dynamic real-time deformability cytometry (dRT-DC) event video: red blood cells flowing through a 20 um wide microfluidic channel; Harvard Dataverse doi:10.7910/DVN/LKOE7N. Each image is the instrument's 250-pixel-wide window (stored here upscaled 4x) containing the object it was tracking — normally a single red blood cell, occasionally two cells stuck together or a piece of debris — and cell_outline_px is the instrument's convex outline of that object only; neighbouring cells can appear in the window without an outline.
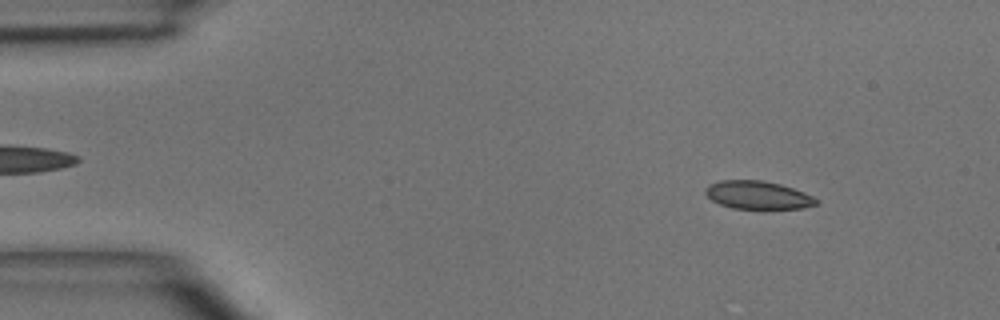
{"species": "common noctule bat (a hibernating species)", "species_latin": "Nyctalus noctula", "temperature_condition": "room temperature", "stored_images_in_passage": 2, "camera_frame_rate_fps": 3000, "um_per_image_px": 0.085, "animal": {"sex": "male", "body_mass_g": 15.6}, "frame": {"image": 1, "passage_image": 1, "time_ms": 0.0, "image_size_px": [1000, 320], "cell_outline_px": [[820, 204], [804, 208], [732, 208], [720, 204], [712, 200], [704, 192], [704, 188], [708, 184], [720, 180], [760, 180], [780, 184], [804, 192], [820, 200]], "centroid_in_image_um": [64.42, 16.57], "position_along_channel_um": 20.6, "area_um2": 18.15}}